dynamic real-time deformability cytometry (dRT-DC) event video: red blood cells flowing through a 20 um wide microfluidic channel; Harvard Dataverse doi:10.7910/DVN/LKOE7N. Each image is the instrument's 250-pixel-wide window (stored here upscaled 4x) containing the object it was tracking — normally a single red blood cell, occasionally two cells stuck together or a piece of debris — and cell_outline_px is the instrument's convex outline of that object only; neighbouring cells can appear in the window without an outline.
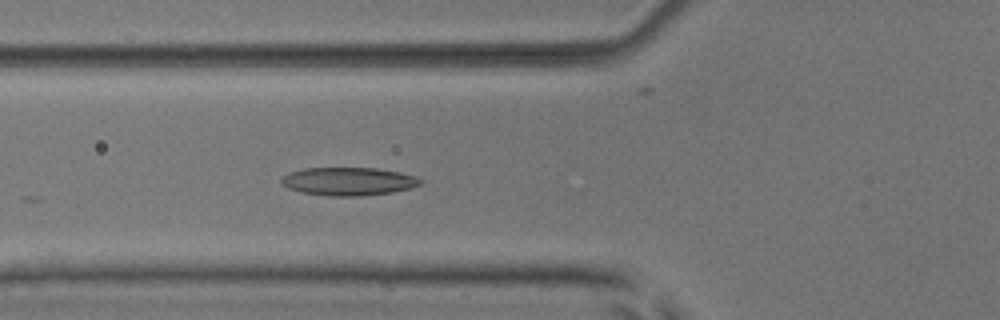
{"species": "common noctule bat (a hibernating species)", "species_latin": "Nyctalus noctula", "temperature_condition": "room temperature", "stored_images_in_passage": 5, "camera_frame_rate_fps": 3000, "um_per_image_px": 0.085, "animal": {"sex": "male", "body_mass_g": 17.9, "forearm_length_mm": 54.2}, "frame": {"image": 1, "passage_image": 5, "time_ms": 1.333, "image_size_px": [1000, 320], "cell_outline_px": [[424, 184], [412, 188], [392, 192], [360, 196], [328, 196], [304, 192], [288, 188], [280, 180], [288, 172], [304, 168], [376, 168], [400, 172], [416, 176], [424, 180]], "centroid_in_image_um": [29.69, 15.41], "position_along_channel_um": 96.1, "area_um2": 22.89}}